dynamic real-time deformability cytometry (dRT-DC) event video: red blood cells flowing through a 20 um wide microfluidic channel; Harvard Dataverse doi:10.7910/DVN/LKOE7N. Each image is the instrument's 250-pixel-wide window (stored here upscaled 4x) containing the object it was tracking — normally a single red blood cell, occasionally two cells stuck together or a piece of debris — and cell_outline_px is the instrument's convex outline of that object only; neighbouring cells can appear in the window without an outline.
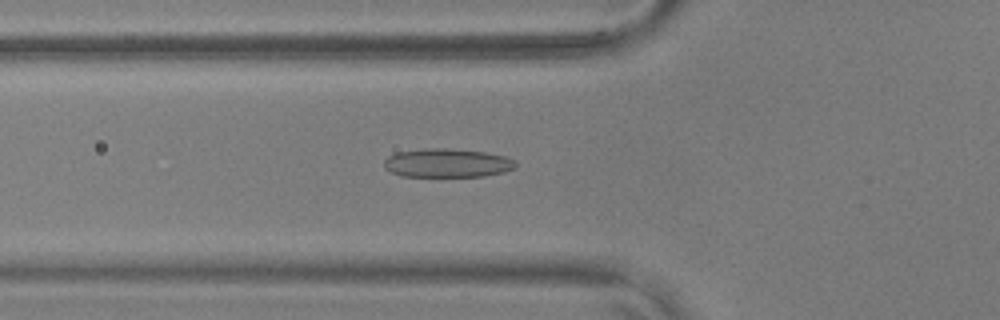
{"species": "common noctule bat (a hibernating species)", "species_latin": "Nyctalus noctula", "temperature_condition": "warm", "stored_images_in_passage": 55, "camera_frame_rate_fps": 3000, "um_per_image_px": 0.085, "animal": {"sex": "male", "body_mass_g": 17.9, "forearm_length_mm": 54.2}, "frame": {"image": 1, "passage_image": 20, "time_ms": 6.333, "image_size_px": [1000, 320], "cell_outline_px": [[516, 168], [504, 172], [484, 176], [400, 176], [384, 168], [384, 160], [388, 156], [396, 152], [428, 148], [448, 148], [484, 152], [504, 156], [516, 160]], "centroid_in_image_um": [38.01, 13.85], "position_along_channel_um": 87.8, "area_um2": 22.08}}
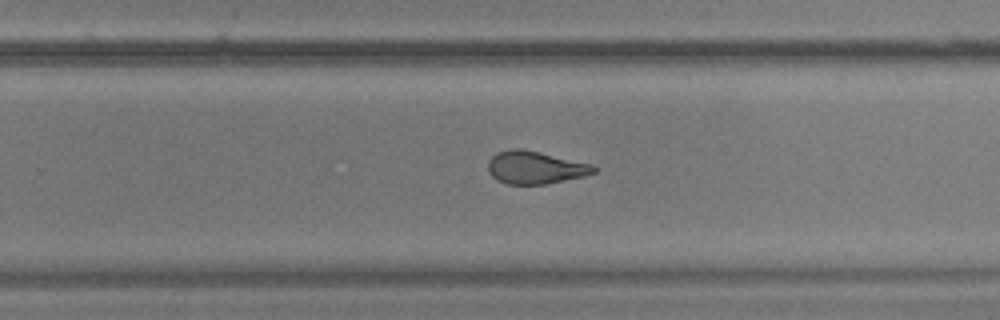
{"frame": {"image": 2, "passage_image": 36, "time_ms": 11.667, "image_size_px": [1000, 320], "cell_outline_px": [[600, 168], [596, 172], [584, 176], [544, 184], [508, 184], [496, 180], [488, 172], [488, 160], [496, 152], [508, 148], [520, 148], [540, 152], [592, 164]], "centroid_in_image_um": [45.48, 14.22], "position_along_channel_um": 284.3, "area_um2": 20.35}}
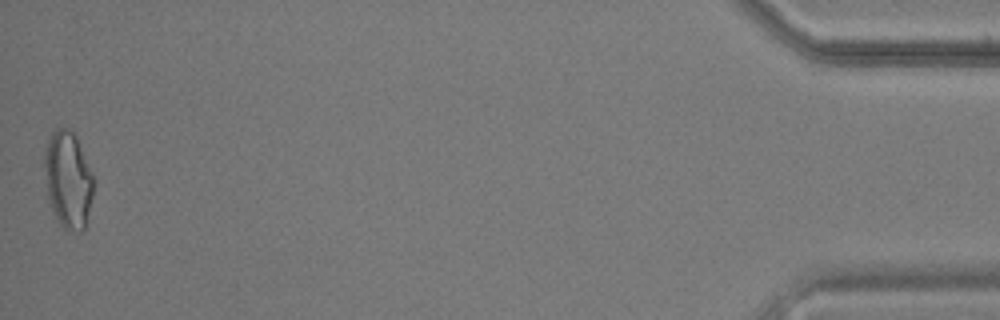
{"frame": {"image": 3, "passage_image": 55, "time_ms": 18.0, "image_size_px": [1000, 320], "cell_outline_px": [[92, 196], [84, 228], [80, 232], [64, 228], [60, 224], [52, 212], [48, 200], [40, 164], [40, 160], [48, 136], [56, 128], [68, 128], [76, 136], [92, 172]], "centroid_in_image_um": [5.69, 15.22], "position_along_channel_um": 429.5, "area_um2": 28.38}, "authors_computed_cell_mechanics": {"area_um2": 21.7328, "velocity_mm_per_s": 3.672, "shape_relaxation_time_tau1_ms": 5.3978, "shape_relaxation_time_tau2_ms": 1.8798, "deformation_change_tau1": 0.1636, "deformation_change_tau2": 0.0922}}